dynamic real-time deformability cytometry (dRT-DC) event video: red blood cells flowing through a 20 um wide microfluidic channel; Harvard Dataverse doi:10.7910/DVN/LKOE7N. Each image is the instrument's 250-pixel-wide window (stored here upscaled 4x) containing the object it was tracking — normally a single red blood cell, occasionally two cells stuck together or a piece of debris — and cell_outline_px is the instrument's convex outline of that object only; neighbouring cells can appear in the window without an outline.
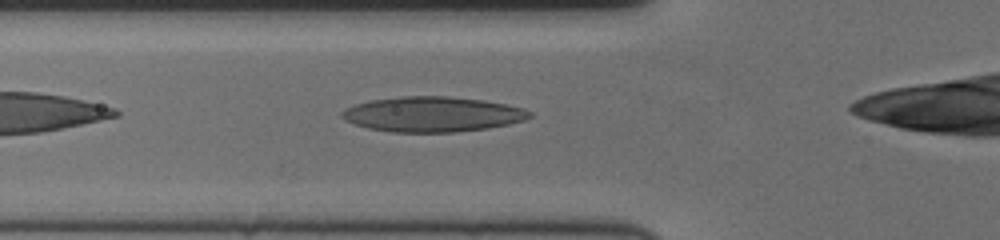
{"species": "human", "species_latin": "Homo sapiens", "temperature_condition": "cold", "stored_images_in_passage": 33, "camera_frame_rate_fps": 3000, "um_per_image_px": 0.085, "donor": {"sex": "female"}, "frame": {"image": 1, "passage_image": 6, "time_ms": 1.667, "image_size_px": [1000, 240], "cell_outline_px": [[532, 116], [524, 120], [508, 124], [488, 128], [456, 132], [392, 132], [368, 128], [356, 124], [340, 116], [340, 112], [356, 104], [372, 100], [404, 96], [448, 96], [484, 100], [524, 108], [532, 112]], "centroid_in_image_um": [36.8, 9.71], "position_along_channel_um": 89.0, "area_um2": 38.21}}
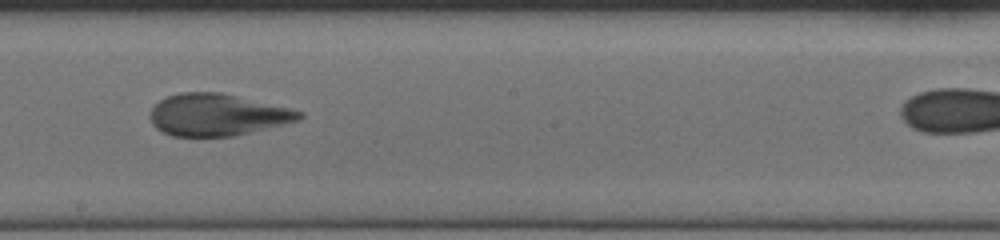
{"frame": {"image": 2, "passage_image": 18, "time_ms": 5.667, "image_size_px": [1000, 240], "cell_outline_px": [[304, 116], [300, 120], [232, 136], [172, 136], [156, 128], [152, 124], [152, 108], [160, 100], [168, 96], [180, 92], [220, 92], [288, 108], [304, 112]], "centroid_in_image_um": [18.46, 9.76], "position_along_channel_um": 229.7, "area_um2": 35.89}}
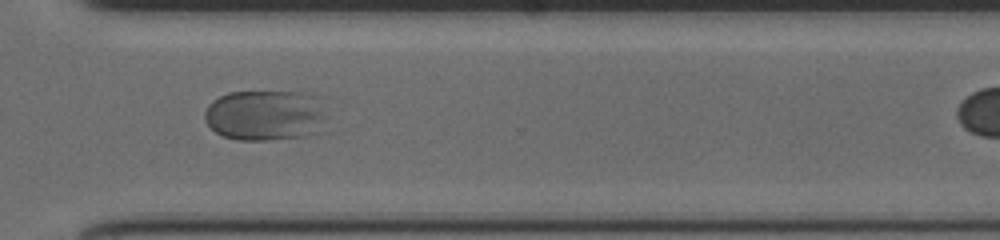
{"frame": {"image": 3, "passage_image": 28, "time_ms": 9.0, "image_size_px": [1000, 240], "cell_outline_px": [[324, 116], [316, 132], [308, 136], [268, 140], [236, 140], [224, 136], [216, 132], [208, 124], [204, 116], [204, 112], [208, 104], [212, 100], [228, 92], [308, 92], [320, 96]], "centroid_in_image_um": [22.52, 9.78], "position_along_channel_um": 348.1, "area_um2": 36.18}}